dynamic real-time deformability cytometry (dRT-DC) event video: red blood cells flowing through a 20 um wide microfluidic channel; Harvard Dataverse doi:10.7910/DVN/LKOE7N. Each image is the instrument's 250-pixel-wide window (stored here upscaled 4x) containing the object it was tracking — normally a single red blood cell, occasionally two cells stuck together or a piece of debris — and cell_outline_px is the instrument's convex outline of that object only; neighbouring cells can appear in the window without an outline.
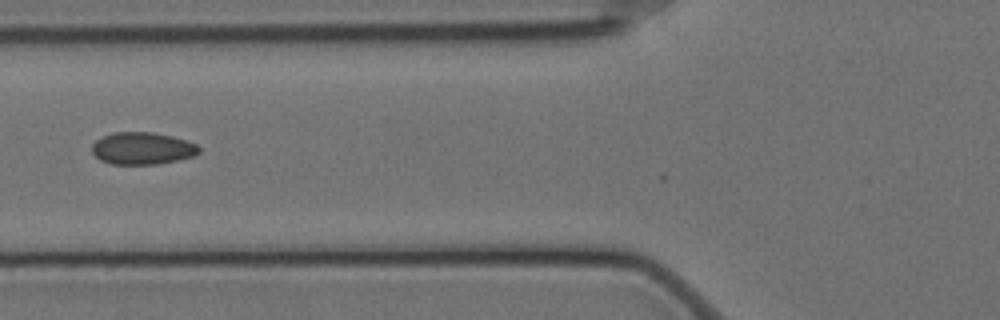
{"species": "Egyptian fruit bat (a non-hibernating species)", "species_latin": "Rousettus aegyptiacus", "temperature_condition": "cold", "stored_images_in_passage": 5, "camera_frame_rate_fps": 3000, "um_per_image_px": 0.085, "animal": {"sex": "female"}, "frame": {"image": 1, "passage_image": 2, "time_ms": 0.333, "image_size_px": [1000, 320], "cell_outline_px": [[200, 152], [192, 156], [180, 160], [156, 164], [112, 164], [100, 160], [92, 152], [92, 144], [96, 140], [112, 132], [152, 132], [172, 136], [196, 144], [200, 148]], "centroid_in_image_um": [12.09, 12.61], "position_along_channel_um": 113.7, "area_um2": 20.06}}